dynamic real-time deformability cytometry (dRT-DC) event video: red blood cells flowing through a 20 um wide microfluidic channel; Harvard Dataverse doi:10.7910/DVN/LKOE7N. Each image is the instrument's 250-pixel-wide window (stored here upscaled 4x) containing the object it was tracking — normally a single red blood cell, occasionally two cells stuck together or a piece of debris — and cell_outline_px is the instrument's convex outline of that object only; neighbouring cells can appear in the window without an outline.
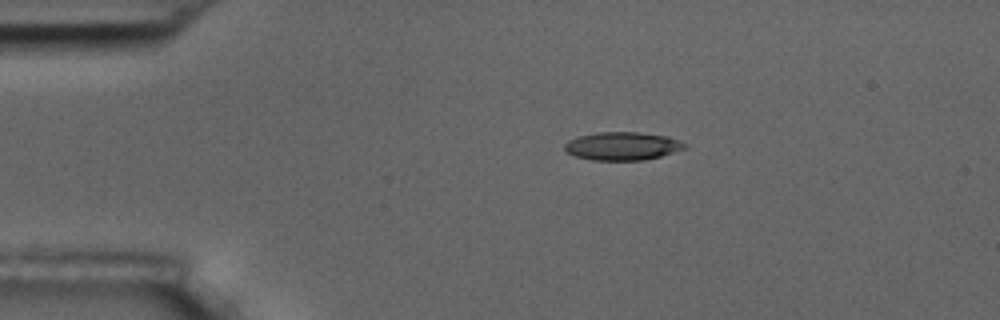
{"species": "common noctule bat (a hibernating species)", "species_latin": "Nyctalus noctula", "temperature_condition": "room temperature", "stored_images_in_passage": 4, "camera_frame_rate_fps": 3000, "um_per_image_px": 0.085, "animal": {"sex": "male", "body_mass_g": 17.5, "forearm_length_mm": 52.3}, "frame": {"image": 1, "passage_image": 1, "time_ms": 0.0, "image_size_px": [1000, 320], "cell_outline_px": [[688, 148], [660, 156], [644, 160], [592, 160], [576, 156], [564, 152], [564, 144], [568, 140], [580, 136], [596, 132], [640, 132], [668, 136], [688, 144]], "centroid_in_image_um": [52.91, 12.41], "position_along_channel_um": 32.1, "area_um2": 19.88}}
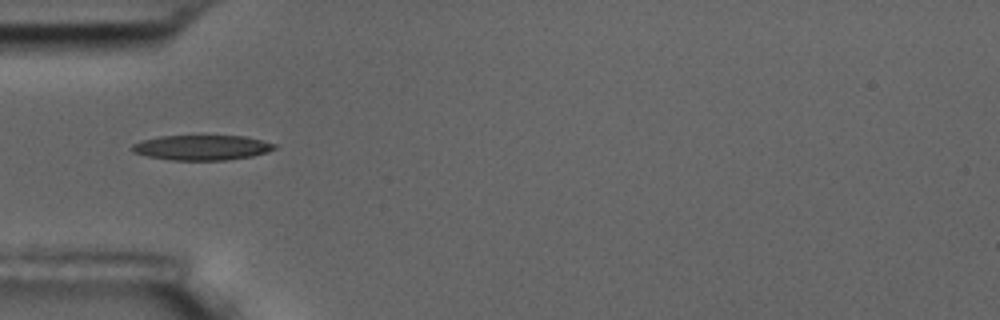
{"frame": {"image": 2, "passage_image": 3, "time_ms": 2.333, "image_size_px": [1000, 320], "cell_outline_px": [[276, 148], [268, 152], [252, 156], [224, 160], [172, 160], [148, 156], [132, 152], [132, 144], [140, 140], [160, 136], [244, 136], [276, 144]], "centroid_in_image_um": [17.14, 12.54], "position_along_channel_um": 67.9, "area_um2": 20.69}}